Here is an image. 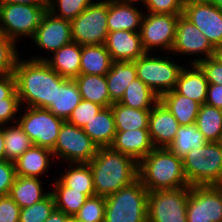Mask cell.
Wrapping results in <instances>:
<instances>
[{
	"instance_id": "7dc6e473",
	"label": "cell",
	"mask_w": 222,
	"mask_h": 222,
	"mask_svg": "<svg viewBox=\"0 0 222 222\" xmlns=\"http://www.w3.org/2000/svg\"><path fill=\"white\" fill-rule=\"evenodd\" d=\"M21 208L9 196H0V222H19Z\"/></svg>"
},
{
	"instance_id": "7c38bea8",
	"label": "cell",
	"mask_w": 222,
	"mask_h": 222,
	"mask_svg": "<svg viewBox=\"0 0 222 222\" xmlns=\"http://www.w3.org/2000/svg\"><path fill=\"white\" fill-rule=\"evenodd\" d=\"M187 222H222V185L190 186Z\"/></svg>"
},
{
	"instance_id": "8fae6325",
	"label": "cell",
	"mask_w": 222,
	"mask_h": 222,
	"mask_svg": "<svg viewBox=\"0 0 222 222\" xmlns=\"http://www.w3.org/2000/svg\"><path fill=\"white\" fill-rule=\"evenodd\" d=\"M98 146L79 128L65 121L62 124L58 134L53 156L64 159L65 162L73 163H90L95 157Z\"/></svg>"
},
{
	"instance_id": "ab89813d",
	"label": "cell",
	"mask_w": 222,
	"mask_h": 222,
	"mask_svg": "<svg viewBox=\"0 0 222 222\" xmlns=\"http://www.w3.org/2000/svg\"><path fill=\"white\" fill-rule=\"evenodd\" d=\"M105 206L104 196L89 197L73 218L77 222H104Z\"/></svg>"
},
{
	"instance_id": "52a82bcc",
	"label": "cell",
	"mask_w": 222,
	"mask_h": 222,
	"mask_svg": "<svg viewBox=\"0 0 222 222\" xmlns=\"http://www.w3.org/2000/svg\"><path fill=\"white\" fill-rule=\"evenodd\" d=\"M108 0L92 2L71 21L72 40L81 46L102 45L109 33Z\"/></svg>"
},
{
	"instance_id": "2e32d148",
	"label": "cell",
	"mask_w": 222,
	"mask_h": 222,
	"mask_svg": "<svg viewBox=\"0 0 222 222\" xmlns=\"http://www.w3.org/2000/svg\"><path fill=\"white\" fill-rule=\"evenodd\" d=\"M32 39L44 51L53 53L73 41L71 21L58 18L46 11Z\"/></svg>"
},
{
	"instance_id": "681fc988",
	"label": "cell",
	"mask_w": 222,
	"mask_h": 222,
	"mask_svg": "<svg viewBox=\"0 0 222 222\" xmlns=\"http://www.w3.org/2000/svg\"><path fill=\"white\" fill-rule=\"evenodd\" d=\"M205 104L222 109V85L208 84Z\"/></svg>"
},
{
	"instance_id": "8d00e7d4",
	"label": "cell",
	"mask_w": 222,
	"mask_h": 222,
	"mask_svg": "<svg viewBox=\"0 0 222 222\" xmlns=\"http://www.w3.org/2000/svg\"><path fill=\"white\" fill-rule=\"evenodd\" d=\"M4 148L7 161H16L26 150L30 149L34 143L31 138L22 130L18 124L4 127Z\"/></svg>"
},
{
	"instance_id": "ac0fdd59",
	"label": "cell",
	"mask_w": 222,
	"mask_h": 222,
	"mask_svg": "<svg viewBox=\"0 0 222 222\" xmlns=\"http://www.w3.org/2000/svg\"><path fill=\"white\" fill-rule=\"evenodd\" d=\"M112 61L134 62L146 53L140 32L126 30L109 32L104 43Z\"/></svg>"
},
{
	"instance_id": "3957f363",
	"label": "cell",
	"mask_w": 222,
	"mask_h": 222,
	"mask_svg": "<svg viewBox=\"0 0 222 222\" xmlns=\"http://www.w3.org/2000/svg\"><path fill=\"white\" fill-rule=\"evenodd\" d=\"M138 179L149 192L189 186L183 160L168 148H154L138 163Z\"/></svg>"
},
{
	"instance_id": "d6a6232c",
	"label": "cell",
	"mask_w": 222,
	"mask_h": 222,
	"mask_svg": "<svg viewBox=\"0 0 222 222\" xmlns=\"http://www.w3.org/2000/svg\"><path fill=\"white\" fill-rule=\"evenodd\" d=\"M198 130L208 142L222 141V110L216 107L202 104L200 106L196 122Z\"/></svg>"
},
{
	"instance_id": "5b68a950",
	"label": "cell",
	"mask_w": 222,
	"mask_h": 222,
	"mask_svg": "<svg viewBox=\"0 0 222 222\" xmlns=\"http://www.w3.org/2000/svg\"><path fill=\"white\" fill-rule=\"evenodd\" d=\"M148 192L137 179L105 197L104 222H147Z\"/></svg>"
},
{
	"instance_id": "ee69618b",
	"label": "cell",
	"mask_w": 222,
	"mask_h": 222,
	"mask_svg": "<svg viewBox=\"0 0 222 222\" xmlns=\"http://www.w3.org/2000/svg\"><path fill=\"white\" fill-rule=\"evenodd\" d=\"M204 72L208 84L222 85V63L214 56L196 63Z\"/></svg>"
},
{
	"instance_id": "b9f144b4",
	"label": "cell",
	"mask_w": 222,
	"mask_h": 222,
	"mask_svg": "<svg viewBox=\"0 0 222 222\" xmlns=\"http://www.w3.org/2000/svg\"><path fill=\"white\" fill-rule=\"evenodd\" d=\"M104 107L99 104L81 99L80 103L74 108L67 122L79 128H83L96 114Z\"/></svg>"
},
{
	"instance_id": "e575fe53",
	"label": "cell",
	"mask_w": 222,
	"mask_h": 222,
	"mask_svg": "<svg viewBox=\"0 0 222 222\" xmlns=\"http://www.w3.org/2000/svg\"><path fill=\"white\" fill-rule=\"evenodd\" d=\"M158 101L159 96L139 78H136L126 87L119 103L135 109H152Z\"/></svg>"
},
{
	"instance_id": "277c9868",
	"label": "cell",
	"mask_w": 222,
	"mask_h": 222,
	"mask_svg": "<svg viewBox=\"0 0 222 222\" xmlns=\"http://www.w3.org/2000/svg\"><path fill=\"white\" fill-rule=\"evenodd\" d=\"M183 169L189 186L222 185V143L207 142L190 150Z\"/></svg>"
},
{
	"instance_id": "30bf717a",
	"label": "cell",
	"mask_w": 222,
	"mask_h": 222,
	"mask_svg": "<svg viewBox=\"0 0 222 222\" xmlns=\"http://www.w3.org/2000/svg\"><path fill=\"white\" fill-rule=\"evenodd\" d=\"M16 121L34 145L50 150L54 149L62 124L65 122L48 109L35 107H27Z\"/></svg>"
},
{
	"instance_id": "484cf974",
	"label": "cell",
	"mask_w": 222,
	"mask_h": 222,
	"mask_svg": "<svg viewBox=\"0 0 222 222\" xmlns=\"http://www.w3.org/2000/svg\"><path fill=\"white\" fill-rule=\"evenodd\" d=\"M80 101L81 95L75 80L66 79L64 82H56L54 102H51L48 110L67 121Z\"/></svg>"
},
{
	"instance_id": "9f6ffc18",
	"label": "cell",
	"mask_w": 222,
	"mask_h": 222,
	"mask_svg": "<svg viewBox=\"0 0 222 222\" xmlns=\"http://www.w3.org/2000/svg\"><path fill=\"white\" fill-rule=\"evenodd\" d=\"M121 1L135 2V3H137L138 1H140V2H142V4H143V2H144L145 0H121Z\"/></svg>"
},
{
	"instance_id": "60d3db41",
	"label": "cell",
	"mask_w": 222,
	"mask_h": 222,
	"mask_svg": "<svg viewBox=\"0 0 222 222\" xmlns=\"http://www.w3.org/2000/svg\"><path fill=\"white\" fill-rule=\"evenodd\" d=\"M16 42L0 31V75L13 74L18 58Z\"/></svg>"
},
{
	"instance_id": "4dcf8cb0",
	"label": "cell",
	"mask_w": 222,
	"mask_h": 222,
	"mask_svg": "<svg viewBox=\"0 0 222 222\" xmlns=\"http://www.w3.org/2000/svg\"><path fill=\"white\" fill-rule=\"evenodd\" d=\"M116 131L148 129L151 109H135L119 102L111 105Z\"/></svg>"
},
{
	"instance_id": "d4e9b609",
	"label": "cell",
	"mask_w": 222,
	"mask_h": 222,
	"mask_svg": "<svg viewBox=\"0 0 222 222\" xmlns=\"http://www.w3.org/2000/svg\"><path fill=\"white\" fill-rule=\"evenodd\" d=\"M51 155L52 150L33 145L14 161L16 175L39 178L48 170Z\"/></svg>"
},
{
	"instance_id": "83f0119b",
	"label": "cell",
	"mask_w": 222,
	"mask_h": 222,
	"mask_svg": "<svg viewBox=\"0 0 222 222\" xmlns=\"http://www.w3.org/2000/svg\"><path fill=\"white\" fill-rule=\"evenodd\" d=\"M44 192L40 178L16 176L8 195L20 208H24L44 199L49 194Z\"/></svg>"
},
{
	"instance_id": "1f68e13d",
	"label": "cell",
	"mask_w": 222,
	"mask_h": 222,
	"mask_svg": "<svg viewBox=\"0 0 222 222\" xmlns=\"http://www.w3.org/2000/svg\"><path fill=\"white\" fill-rule=\"evenodd\" d=\"M68 168L59 180L66 187L81 191L88 198L96 196L90 165L88 163H73V165L69 164Z\"/></svg>"
},
{
	"instance_id": "4316f807",
	"label": "cell",
	"mask_w": 222,
	"mask_h": 222,
	"mask_svg": "<svg viewBox=\"0 0 222 222\" xmlns=\"http://www.w3.org/2000/svg\"><path fill=\"white\" fill-rule=\"evenodd\" d=\"M159 100L172 113L180 126L195 124L201 106L198 102L178 94L175 90L164 93Z\"/></svg>"
},
{
	"instance_id": "f6af8a7d",
	"label": "cell",
	"mask_w": 222,
	"mask_h": 222,
	"mask_svg": "<svg viewBox=\"0 0 222 222\" xmlns=\"http://www.w3.org/2000/svg\"><path fill=\"white\" fill-rule=\"evenodd\" d=\"M21 104L17 90L9 97L0 100V126H4L15 119Z\"/></svg>"
},
{
	"instance_id": "5bb4252c",
	"label": "cell",
	"mask_w": 222,
	"mask_h": 222,
	"mask_svg": "<svg viewBox=\"0 0 222 222\" xmlns=\"http://www.w3.org/2000/svg\"><path fill=\"white\" fill-rule=\"evenodd\" d=\"M216 48L222 45V10L208 0H185L183 14Z\"/></svg>"
},
{
	"instance_id": "816d5d0a",
	"label": "cell",
	"mask_w": 222,
	"mask_h": 222,
	"mask_svg": "<svg viewBox=\"0 0 222 222\" xmlns=\"http://www.w3.org/2000/svg\"><path fill=\"white\" fill-rule=\"evenodd\" d=\"M11 3L28 5H47V0H0V5Z\"/></svg>"
},
{
	"instance_id": "44dd1931",
	"label": "cell",
	"mask_w": 222,
	"mask_h": 222,
	"mask_svg": "<svg viewBox=\"0 0 222 222\" xmlns=\"http://www.w3.org/2000/svg\"><path fill=\"white\" fill-rule=\"evenodd\" d=\"M53 58L32 57V60H44L56 73L67 79L80 75L81 45L72 41L53 52Z\"/></svg>"
},
{
	"instance_id": "f546056e",
	"label": "cell",
	"mask_w": 222,
	"mask_h": 222,
	"mask_svg": "<svg viewBox=\"0 0 222 222\" xmlns=\"http://www.w3.org/2000/svg\"><path fill=\"white\" fill-rule=\"evenodd\" d=\"M74 80L81 99L99 104L104 108L110 107V96L105 75L80 74Z\"/></svg>"
},
{
	"instance_id": "bcb514c9",
	"label": "cell",
	"mask_w": 222,
	"mask_h": 222,
	"mask_svg": "<svg viewBox=\"0 0 222 222\" xmlns=\"http://www.w3.org/2000/svg\"><path fill=\"white\" fill-rule=\"evenodd\" d=\"M15 165L12 161H0V196L9 194L16 178Z\"/></svg>"
},
{
	"instance_id": "6f0895ef",
	"label": "cell",
	"mask_w": 222,
	"mask_h": 222,
	"mask_svg": "<svg viewBox=\"0 0 222 222\" xmlns=\"http://www.w3.org/2000/svg\"><path fill=\"white\" fill-rule=\"evenodd\" d=\"M67 222H77L73 217H71Z\"/></svg>"
},
{
	"instance_id": "f35d334b",
	"label": "cell",
	"mask_w": 222,
	"mask_h": 222,
	"mask_svg": "<svg viewBox=\"0 0 222 222\" xmlns=\"http://www.w3.org/2000/svg\"><path fill=\"white\" fill-rule=\"evenodd\" d=\"M55 209V202L52 194H49L41 201L21 208L19 222H45Z\"/></svg>"
},
{
	"instance_id": "9c48e42d",
	"label": "cell",
	"mask_w": 222,
	"mask_h": 222,
	"mask_svg": "<svg viewBox=\"0 0 222 222\" xmlns=\"http://www.w3.org/2000/svg\"><path fill=\"white\" fill-rule=\"evenodd\" d=\"M190 186L148 192L147 222H187Z\"/></svg>"
},
{
	"instance_id": "11a10c76",
	"label": "cell",
	"mask_w": 222,
	"mask_h": 222,
	"mask_svg": "<svg viewBox=\"0 0 222 222\" xmlns=\"http://www.w3.org/2000/svg\"><path fill=\"white\" fill-rule=\"evenodd\" d=\"M211 4L222 10V0H208Z\"/></svg>"
},
{
	"instance_id": "cb8c5ba5",
	"label": "cell",
	"mask_w": 222,
	"mask_h": 222,
	"mask_svg": "<svg viewBox=\"0 0 222 222\" xmlns=\"http://www.w3.org/2000/svg\"><path fill=\"white\" fill-rule=\"evenodd\" d=\"M84 132L99 147H110L116 134L112 107L103 108L83 127Z\"/></svg>"
},
{
	"instance_id": "ffe728a7",
	"label": "cell",
	"mask_w": 222,
	"mask_h": 222,
	"mask_svg": "<svg viewBox=\"0 0 222 222\" xmlns=\"http://www.w3.org/2000/svg\"><path fill=\"white\" fill-rule=\"evenodd\" d=\"M133 4L121 0H108V31L139 32L143 15ZM139 26V27H138Z\"/></svg>"
},
{
	"instance_id": "ba28073f",
	"label": "cell",
	"mask_w": 222,
	"mask_h": 222,
	"mask_svg": "<svg viewBox=\"0 0 222 222\" xmlns=\"http://www.w3.org/2000/svg\"><path fill=\"white\" fill-rule=\"evenodd\" d=\"M146 52L135 62L137 78L145 83L159 97L176 87L183 66L175 64L168 57H152Z\"/></svg>"
},
{
	"instance_id": "74e56055",
	"label": "cell",
	"mask_w": 222,
	"mask_h": 222,
	"mask_svg": "<svg viewBox=\"0 0 222 222\" xmlns=\"http://www.w3.org/2000/svg\"><path fill=\"white\" fill-rule=\"evenodd\" d=\"M91 3L92 0H47V11L58 18L72 21Z\"/></svg>"
},
{
	"instance_id": "9a60e30c",
	"label": "cell",
	"mask_w": 222,
	"mask_h": 222,
	"mask_svg": "<svg viewBox=\"0 0 222 222\" xmlns=\"http://www.w3.org/2000/svg\"><path fill=\"white\" fill-rule=\"evenodd\" d=\"M172 52L180 54H204L205 58L200 57L191 60V64H196L202 59L214 56L215 48L210 44L207 37L183 15L178 18L175 41Z\"/></svg>"
},
{
	"instance_id": "836d02e7",
	"label": "cell",
	"mask_w": 222,
	"mask_h": 222,
	"mask_svg": "<svg viewBox=\"0 0 222 222\" xmlns=\"http://www.w3.org/2000/svg\"><path fill=\"white\" fill-rule=\"evenodd\" d=\"M208 141L196 124L180 126L168 149L183 160L192 149L203 147Z\"/></svg>"
},
{
	"instance_id": "f1b7e54d",
	"label": "cell",
	"mask_w": 222,
	"mask_h": 222,
	"mask_svg": "<svg viewBox=\"0 0 222 222\" xmlns=\"http://www.w3.org/2000/svg\"><path fill=\"white\" fill-rule=\"evenodd\" d=\"M112 58L104 44L81 46L80 74L106 75Z\"/></svg>"
},
{
	"instance_id": "e0dca14e",
	"label": "cell",
	"mask_w": 222,
	"mask_h": 222,
	"mask_svg": "<svg viewBox=\"0 0 222 222\" xmlns=\"http://www.w3.org/2000/svg\"><path fill=\"white\" fill-rule=\"evenodd\" d=\"M180 127L172 113L159 100L151 109L148 131L154 148H168Z\"/></svg>"
},
{
	"instance_id": "7a4b0ae2",
	"label": "cell",
	"mask_w": 222,
	"mask_h": 222,
	"mask_svg": "<svg viewBox=\"0 0 222 222\" xmlns=\"http://www.w3.org/2000/svg\"><path fill=\"white\" fill-rule=\"evenodd\" d=\"M88 164L92 170L96 196L107 197L138 179V163L111 147H99Z\"/></svg>"
},
{
	"instance_id": "6da1fadb",
	"label": "cell",
	"mask_w": 222,
	"mask_h": 222,
	"mask_svg": "<svg viewBox=\"0 0 222 222\" xmlns=\"http://www.w3.org/2000/svg\"><path fill=\"white\" fill-rule=\"evenodd\" d=\"M16 90L22 103L27 107L48 109L54 102L56 82L67 78L56 73L44 60H17L14 69Z\"/></svg>"
},
{
	"instance_id": "d6986e66",
	"label": "cell",
	"mask_w": 222,
	"mask_h": 222,
	"mask_svg": "<svg viewBox=\"0 0 222 222\" xmlns=\"http://www.w3.org/2000/svg\"><path fill=\"white\" fill-rule=\"evenodd\" d=\"M110 147L133 158L137 163L154 149L148 129L116 131Z\"/></svg>"
},
{
	"instance_id": "603a6c76",
	"label": "cell",
	"mask_w": 222,
	"mask_h": 222,
	"mask_svg": "<svg viewBox=\"0 0 222 222\" xmlns=\"http://www.w3.org/2000/svg\"><path fill=\"white\" fill-rule=\"evenodd\" d=\"M109 96L110 106L120 102L126 87L137 78L135 62L112 61L110 71L105 75Z\"/></svg>"
},
{
	"instance_id": "c3c4849f",
	"label": "cell",
	"mask_w": 222,
	"mask_h": 222,
	"mask_svg": "<svg viewBox=\"0 0 222 222\" xmlns=\"http://www.w3.org/2000/svg\"><path fill=\"white\" fill-rule=\"evenodd\" d=\"M16 91V78L14 73L0 75V100L9 98Z\"/></svg>"
},
{
	"instance_id": "7bdbcfd3",
	"label": "cell",
	"mask_w": 222,
	"mask_h": 222,
	"mask_svg": "<svg viewBox=\"0 0 222 222\" xmlns=\"http://www.w3.org/2000/svg\"><path fill=\"white\" fill-rule=\"evenodd\" d=\"M185 0H145L148 13L182 15Z\"/></svg>"
},
{
	"instance_id": "d590c367",
	"label": "cell",
	"mask_w": 222,
	"mask_h": 222,
	"mask_svg": "<svg viewBox=\"0 0 222 222\" xmlns=\"http://www.w3.org/2000/svg\"><path fill=\"white\" fill-rule=\"evenodd\" d=\"M53 191H49L55 202V208L73 217L88 197L81 191L66 187L59 179L54 182Z\"/></svg>"
},
{
	"instance_id": "f907efd6",
	"label": "cell",
	"mask_w": 222,
	"mask_h": 222,
	"mask_svg": "<svg viewBox=\"0 0 222 222\" xmlns=\"http://www.w3.org/2000/svg\"><path fill=\"white\" fill-rule=\"evenodd\" d=\"M70 218V216L55 208L45 222H67Z\"/></svg>"
},
{
	"instance_id": "f5cc1de1",
	"label": "cell",
	"mask_w": 222,
	"mask_h": 222,
	"mask_svg": "<svg viewBox=\"0 0 222 222\" xmlns=\"http://www.w3.org/2000/svg\"><path fill=\"white\" fill-rule=\"evenodd\" d=\"M6 160L4 148V129L0 126V161Z\"/></svg>"
},
{
	"instance_id": "db71d44e",
	"label": "cell",
	"mask_w": 222,
	"mask_h": 222,
	"mask_svg": "<svg viewBox=\"0 0 222 222\" xmlns=\"http://www.w3.org/2000/svg\"><path fill=\"white\" fill-rule=\"evenodd\" d=\"M214 57L222 63V45L215 48Z\"/></svg>"
},
{
	"instance_id": "4fadbf2b",
	"label": "cell",
	"mask_w": 222,
	"mask_h": 222,
	"mask_svg": "<svg viewBox=\"0 0 222 222\" xmlns=\"http://www.w3.org/2000/svg\"><path fill=\"white\" fill-rule=\"evenodd\" d=\"M179 16L156 13L143 15L139 31L143 49L150 53L154 47H162L171 52Z\"/></svg>"
},
{
	"instance_id": "8992f818",
	"label": "cell",
	"mask_w": 222,
	"mask_h": 222,
	"mask_svg": "<svg viewBox=\"0 0 222 222\" xmlns=\"http://www.w3.org/2000/svg\"><path fill=\"white\" fill-rule=\"evenodd\" d=\"M46 11L47 5H0V31L15 42L19 36L33 38Z\"/></svg>"
},
{
	"instance_id": "7402d4cb",
	"label": "cell",
	"mask_w": 222,
	"mask_h": 222,
	"mask_svg": "<svg viewBox=\"0 0 222 222\" xmlns=\"http://www.w3.org/2000/svg\"><path fill=\"white\" fill-rule=\"evenodd\" d=\"M191 65L192 68L189 70L187 67L182 68L174 90L202 105L206 101L208 81L197 64Z\"/></svg>"
}]
</instances>
